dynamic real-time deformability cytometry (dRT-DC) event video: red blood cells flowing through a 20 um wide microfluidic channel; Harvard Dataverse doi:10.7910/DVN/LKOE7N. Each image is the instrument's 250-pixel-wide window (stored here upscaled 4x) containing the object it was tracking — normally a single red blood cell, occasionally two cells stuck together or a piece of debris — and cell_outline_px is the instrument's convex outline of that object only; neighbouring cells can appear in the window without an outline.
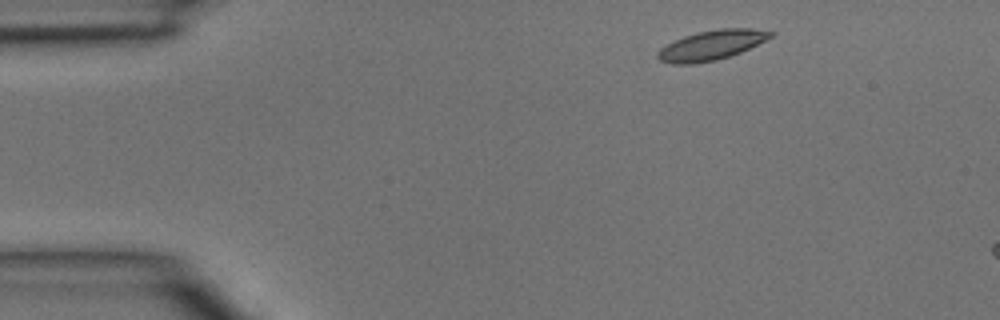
{"species": "common noctule bat (a hibernating species)", "species_latin": "Nyctalus noctula", "temperature_condition": "room temperature", "stored_images_in_passage": 2, "camera_frame_rate_fps": 3000, "um_per_image_px": 0.085, "animal": {"sex": "male", "body_mass_g": 15.6}, "frame": {"image": 1, "passage_image": 1, "time_ms": 0.0, "image_size_px": [1000, 320], "cell_outline_px": [[776, 32], [772, 36], [740, 52], [716, 60], [692, 64], [672, 64], [660, 60], [656, 56], [656, 52], [660, 48], [684, 36], [696, 32], [720, 28], [752, 28]], "centroid_in_image_um": [60.44, 3.83], "position_along_channel_um": 24.6, "area_um2": 19.36}}